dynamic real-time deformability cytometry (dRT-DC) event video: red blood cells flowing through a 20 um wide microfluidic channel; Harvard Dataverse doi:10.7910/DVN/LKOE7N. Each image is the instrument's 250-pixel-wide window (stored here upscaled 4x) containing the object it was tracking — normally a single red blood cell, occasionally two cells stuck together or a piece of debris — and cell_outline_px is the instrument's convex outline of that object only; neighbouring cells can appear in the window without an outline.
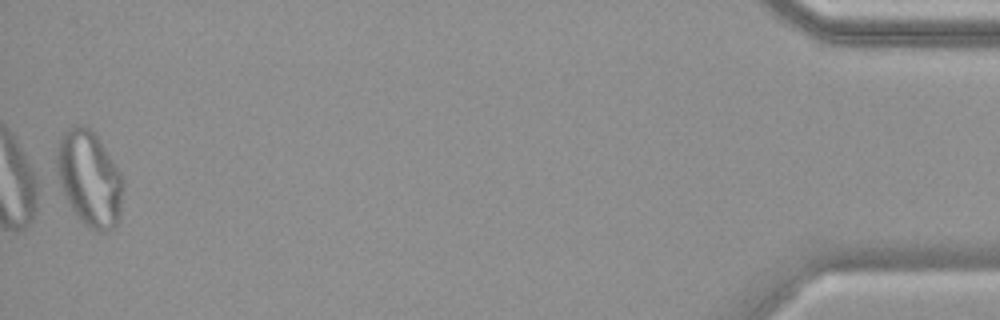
{"species": "common noctule bat (a hibernating species)", "species_latin": "Nyctalus noctula", "temperature_condition": "warm", "stored_images_in_passage": 52, "camera_frame_rate_fps": 3000, "um_per_image_px": 0.085, "animal": {"sex": "female", "body_mass_g": 19.9}, "frame": {"image": 1, "passage_image": 52, "time_ms": 17.0, "image_size_px": [1000, 320], "cell_outline_px": [[124, 184], [120, 216], [116, 224], [112, 228], [104, 232], [96, 232], [84, 224], [76, 216], [60, 184], [56, 172], [56, 156], [60, 140], [64, 132], [68, 128], [80, 124], [84, 124], [96, 136], [120, 172], [124, 180]], "centroid_in_image_um": [7.61, 15.2], "position_along_channel_um": 427.6, "area_um2": 36.59}}